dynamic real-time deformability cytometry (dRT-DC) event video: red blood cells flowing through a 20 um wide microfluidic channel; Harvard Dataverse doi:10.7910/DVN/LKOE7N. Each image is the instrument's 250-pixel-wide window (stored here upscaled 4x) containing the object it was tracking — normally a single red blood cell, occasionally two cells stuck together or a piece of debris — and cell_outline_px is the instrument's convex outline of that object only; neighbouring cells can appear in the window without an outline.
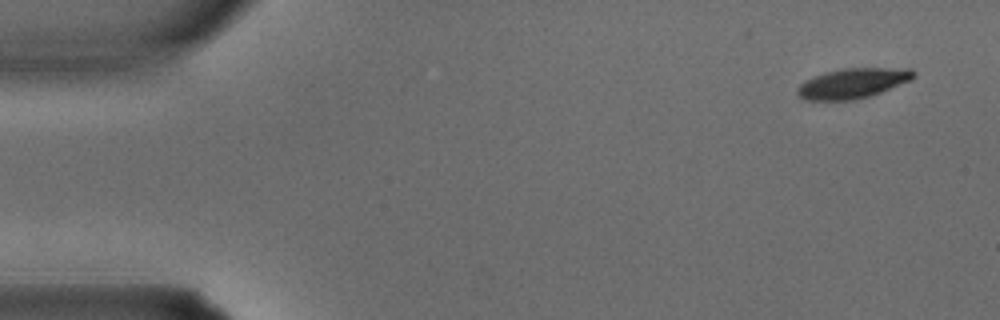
{"species": "common noctule bat (a hibernating species)", "species_latin": "Nyctalus noctula", "temperature_condition": "warm", "stored_images_in_passage": 4, "camera_frame_rate_fps": 3000, "um_per_image_px": 0.085, "animal": {"sex": "male", "body_mass_g": 15.6}, "frame": {"image": 1, "passage_image": 1, "time_ms": 0.0, "image_size_px": [1000, 320], "cell_outline_px": [[916, 76], [912, 80], [880, 92], [856, 100], [804, 100], [796, 92], [796, 88], [804, 80], [828, 72], [844, 68], [912, 68], [916, 72]], "centroid_in_image_um": [72.51, 7.07], "position_along_channel_um": 12.5, "area_um2": 20.35}}